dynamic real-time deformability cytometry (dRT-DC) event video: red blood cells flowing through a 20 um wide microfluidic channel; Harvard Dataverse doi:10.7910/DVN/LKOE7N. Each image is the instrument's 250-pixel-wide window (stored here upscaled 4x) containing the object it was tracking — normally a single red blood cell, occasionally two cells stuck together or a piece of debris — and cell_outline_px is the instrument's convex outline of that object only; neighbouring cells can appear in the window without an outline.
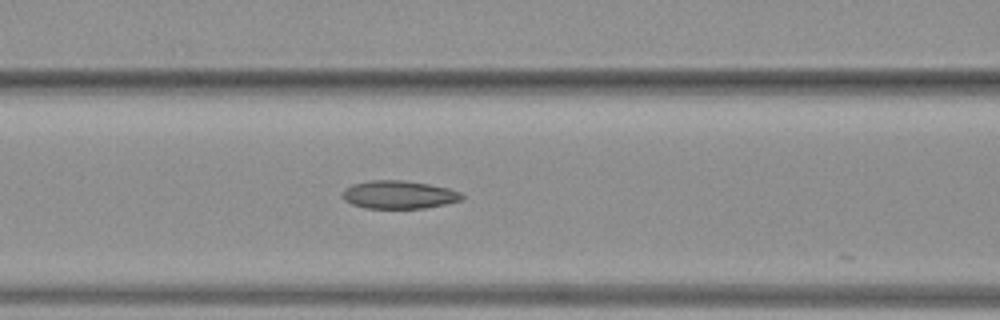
{"species": "common noctule bat (a hibernating species)", "species_latin": "Nyctalus noctula", "temperature_condition": "warm", "stored_images_in_passage": 25, "camera_frame_rate_fps": 3000, "um_per_image_px": 0.085, "animal": {"sex": "female", "body_mass_g": 19.3, "forearm_length_mm": 54.1}, "frame": {"image": 1, "passage_image": 21, "time_ms": 6.667, "image_size_px": [1000, 320], "cell_outline_px": [[464, 196], [460, 200], [444, 204], [424, 208], [364, 208], [352, 204], [344, 200], [344, 188], [352, 184], [368, 180], [404, 180], [428, 184], [448, 188], [460, 192]], "centroid_in_image_um": [33.88, 16.54], "position_along_channel_um": 132.7, "area_um2": 19.42}}
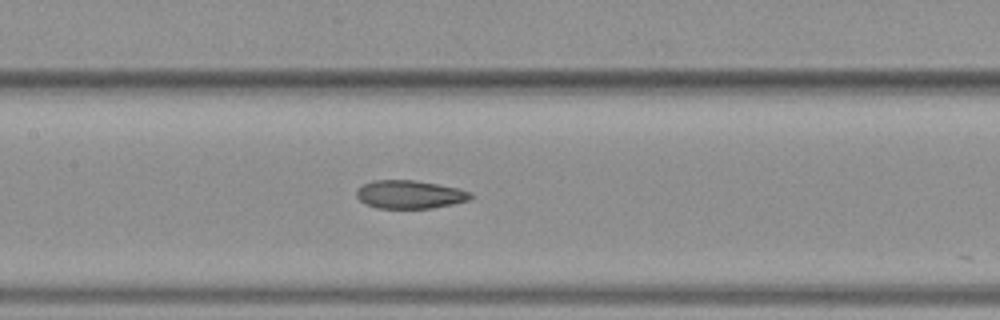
{"frame": {"image": 2, "passage_image": 24, "time_ms": 7.667, "image_size_px": [1000, 320], "cell_outline_px": [[476, 196], [468, 200], [452, 204], [432, 208], [376, 208], [364, 204], [356, 196], [356, 188], [372, 180], [412, 180], [460, 188], [472, 192]], "centroid_in_image_um": [34.83, 16.53], "position_along_channel_um": 172.6, "area_um2": 18.96}}